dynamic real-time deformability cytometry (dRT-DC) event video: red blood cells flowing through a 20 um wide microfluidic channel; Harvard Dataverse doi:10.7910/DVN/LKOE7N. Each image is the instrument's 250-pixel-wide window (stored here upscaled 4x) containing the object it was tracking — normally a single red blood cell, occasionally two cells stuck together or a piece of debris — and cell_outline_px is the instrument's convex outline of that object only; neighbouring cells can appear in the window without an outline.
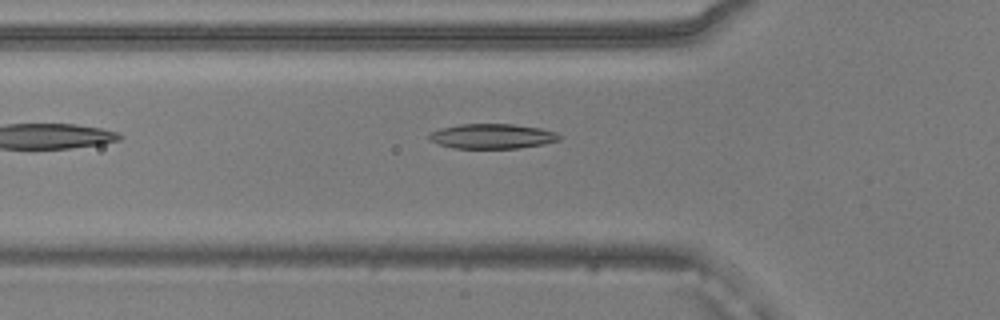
{"species": "common noctule bat (a hibernating species)", "species_latin": "Nyctalus noctula", "temperature_condition": "warm", "stored_images_in_passage": 18, "camera_frame_rate_fps": 3000, "um_per_image_px": 0.085, "animal": {"sex": "male", "body_mass_g": 20.5, "forearm_length_mm": 52.5}, "frame": {"image": 1, "passage_image": 4, "time_ms": 1.0, "image_size_px": [1000, 320], "cell_outline_px": [[560, 140], [544, 144], [520, 148], [452, 148], [428, 140], [428, 132], [440, 128], [460, 124], [512, 124], [540, 128], [556, 132], [560, 136]], "centroid_in_image_um": [41.8, 11.58], "position_along_channel_um": 84.0, "area_um2": 18.96}}
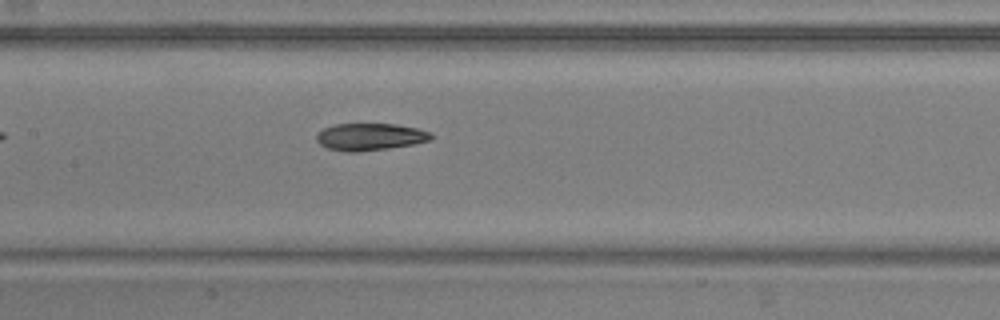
{"frame": {"image": 2, "passage_image": 11, "time_ms": 3.333, "image_size_px": [1000, 320], "cell_outline_px": [[432, 140], [412, 144], [388, 148], [356, 152], [344, 152], [328, 148], [320, 144], [316, 140], [316, 132], [324, 128], [336, 124], [396, 124], [420, 128], [432, 132]], "centroid_in_image_um": [31.46, 11.62], "position_along_channel_um": 175.9, "area_um2": 18.26}}
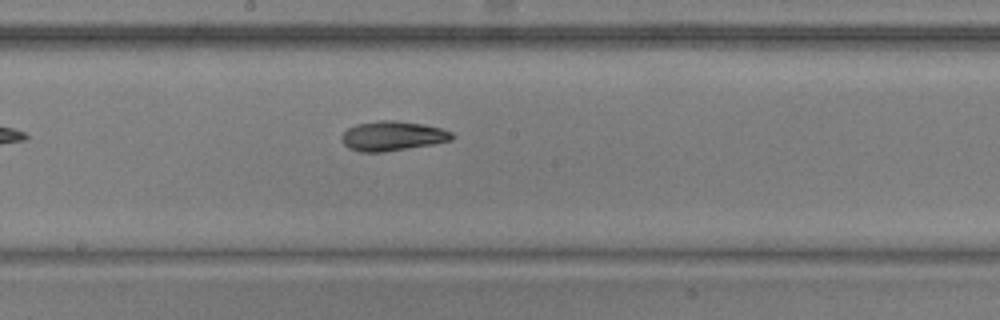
{"frame": {"image": 3, "passage_image": 14, "time_ms": 4.333, "image_size_px": [1000, 320], "cell_outline_px": [[456, 136], [452, 140], [432, 144], [384, 152], [360, 152], [348, 148], [340, 140], [340, 136], [348, 128], [356, 124], [380, 120], [392, 120], [424, 124], [440, 128], [452, 132]], "centroid_in_image_um": [33.34, 11.56], "position_along_channel_um": 214.9, "area_um2": 19.13}}